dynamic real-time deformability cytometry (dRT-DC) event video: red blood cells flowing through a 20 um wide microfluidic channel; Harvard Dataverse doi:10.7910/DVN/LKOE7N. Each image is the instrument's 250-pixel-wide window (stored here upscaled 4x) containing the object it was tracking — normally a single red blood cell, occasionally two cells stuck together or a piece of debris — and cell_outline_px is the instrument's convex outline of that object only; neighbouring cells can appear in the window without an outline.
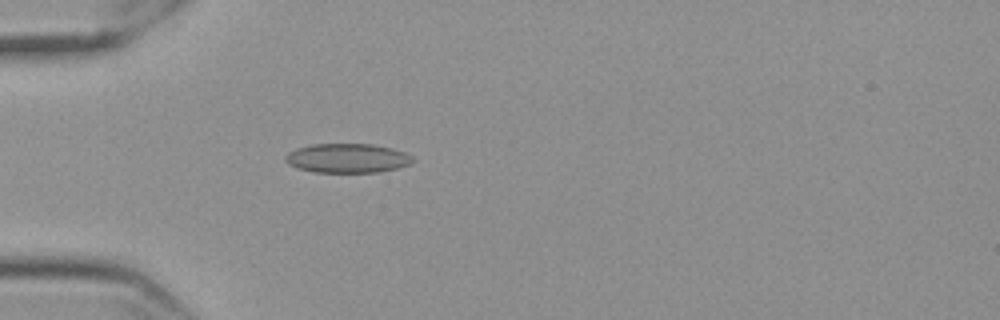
{"species": "Egyptian fruit bat (a non-hibernating species)", "species_latin": "Rousettus aegyptiacus", "temperature_condition": "cold", "stored_images_in_passage": 44, "camera_frame_rate_fps": 3000, "um_per_image_px": 0.085, "frame": {"image": 1, "passage_image": 4, "time_ms": 1.0, "image_size_px": [1000, 320], "cell_outline_px": [[416, 160], [408, 164], [396, 168], [380, 172], [312, 172], [288, 164], [284, 160], [284, 156], [288, 152], [296, 148], [312, 144], [372, 144], [392, 148], [404, 152], [412, 156]], "centroid_in_image_um": [29.51, 13.44], "position_along_channel_um": 55.5, "area_um2": 21.73}}
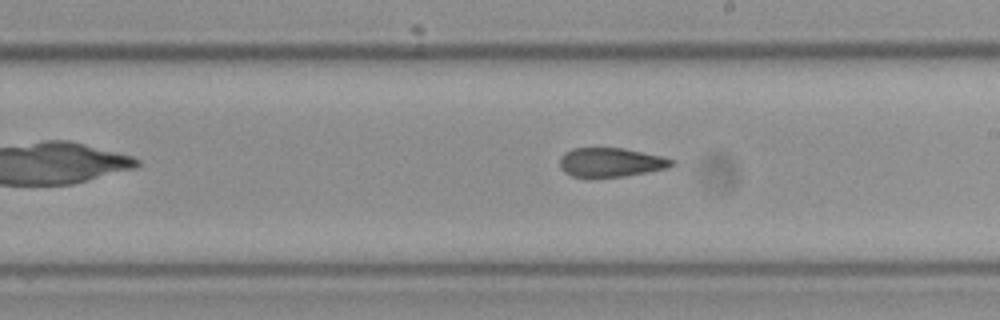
{"frame": {"image": 2, "passage_image": 20, "time_ms": 6.333, "image_size_px": [1000, 320], "cell_outline_px": [[676, 164], [664, 168], [624, 176], [572, 176], [564, 172], [560, 168], [560, 156], [564, 152], [572, 148], [624, 148], [660, 156], [672, 160]], "centroid_in_image_um": [51.85, 13.78], "position_along_channel_um": 237.1, "area_um2": 18.55}}
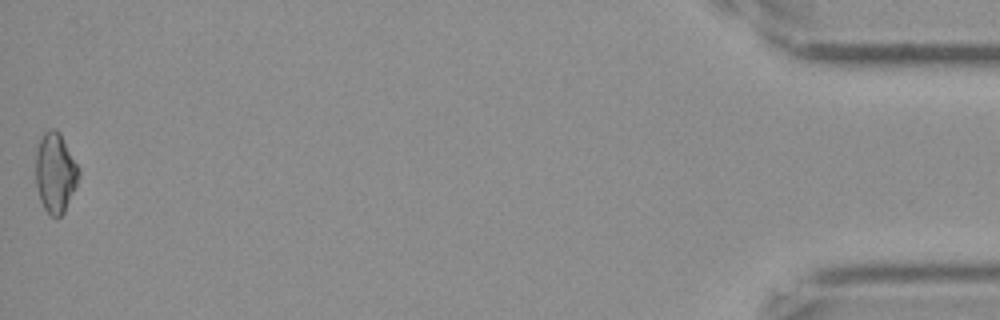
{"frame": {"image": 3, "passage_image": 44, "time_ms": 14.333, "image_size_px": [1000, 320], "cell_outline_px": [[80, 172], [76, 184], [64, 212], [60, 216], [52, 216], [44, 208], [40, 200], [36, 184], [36, 148], [44, 132], [48, 128], [56, 128], [60, 132], [80, 168]], "centroid_in_image_um": [4.7, 14.63], "position_along_channel_um": 430.5, "area_um2": 20.0}, "authors_computed_cell_mechanics": {"area_um2": 19.7676, "velocity_mm_per_s": 3.5472, "shape_relaxation_time_tau1_ms": null, "shape_relaxation_time_tau2_ms": 3.4554, "deformation_change_tau1": null, "deformation_change_tau2": 0.0921}}